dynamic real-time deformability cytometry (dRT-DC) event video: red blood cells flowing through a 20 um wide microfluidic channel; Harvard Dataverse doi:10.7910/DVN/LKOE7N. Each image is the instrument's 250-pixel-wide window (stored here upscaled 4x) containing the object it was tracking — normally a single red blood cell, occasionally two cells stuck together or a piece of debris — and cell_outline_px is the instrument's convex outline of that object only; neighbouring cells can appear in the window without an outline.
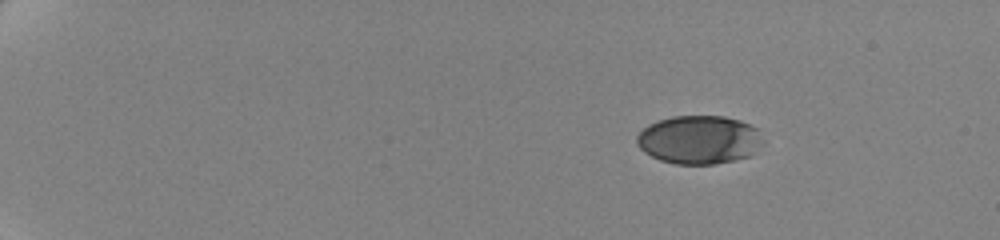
{"species": "human", "species_latin": "Homo sapiens", "temperature_condition": "cold", "stored_images_in_passage": 17, "camera_frame_rate_fps": 3000, "um_per_image_px": 0.085, "donor": {"sex": "female"}, "frame": {"image": 1, "passage_image": 1, "time_ms": 0.0, "image_size_px": [1000, 240], "cell_outline_px": [[764, 140], [756, 152], [748, 156], [716, 164], [676, 164], [660, 160], [644, 152], [636, 144], [636, 136], [648, 124], [672, 116], [724, 116], [740, 120], [756, 128]], "centroid_in_image_um": [59.42, 11.88], "position_along_channel_um": 25.6, "area_um2": 35.66}}
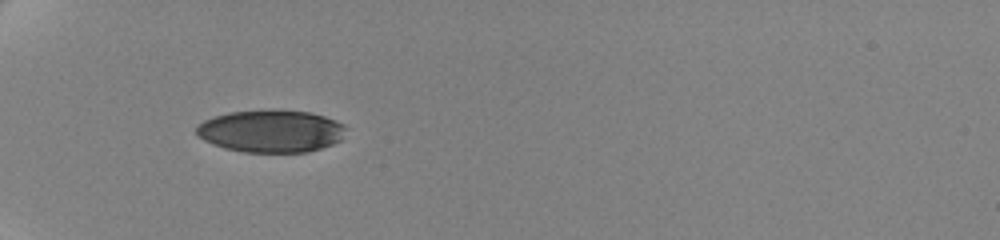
{"frame": {"image": 2, "passage_image": 10, "time_ms": 4.333, "image_size_px": [1000, 240], "cell_outline_px": [[344, 128], [340, 140], [332, 144], [308, 152], [244, 152], [224, 148], [212, 144], [196, 136], [196, 124], [204, 120], [228, 112], [272, 108], [312, 112], [336, 120], [344, 124]], "centroid_in_image_um": [22.99, 11.12], "position_along_channel_um": 62.0, "area_um2": 37.45}}
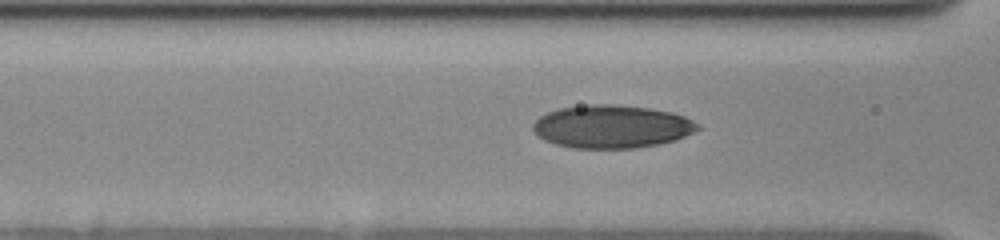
{"frame": {"image": 3, "passage_image": 15, "time_ms": 6.333, "image_size_px": [1000, 240], "cell_outline_px": [[700, 128], [684, 136], [660, 144], [636, 148], [572, 148], [556, 144], [544, 140], [536, 136], [532, 132], [532, 124], [540, 116], [548, 112], [560, 108], [588, 104], [612, 104], [648, 108], [672, 112], [684, 116], [700, 124]], "centroid_in_image_um": [51.96, 10.76], "position_along_channel_um": 114.6, "area_um2": 41.38}}